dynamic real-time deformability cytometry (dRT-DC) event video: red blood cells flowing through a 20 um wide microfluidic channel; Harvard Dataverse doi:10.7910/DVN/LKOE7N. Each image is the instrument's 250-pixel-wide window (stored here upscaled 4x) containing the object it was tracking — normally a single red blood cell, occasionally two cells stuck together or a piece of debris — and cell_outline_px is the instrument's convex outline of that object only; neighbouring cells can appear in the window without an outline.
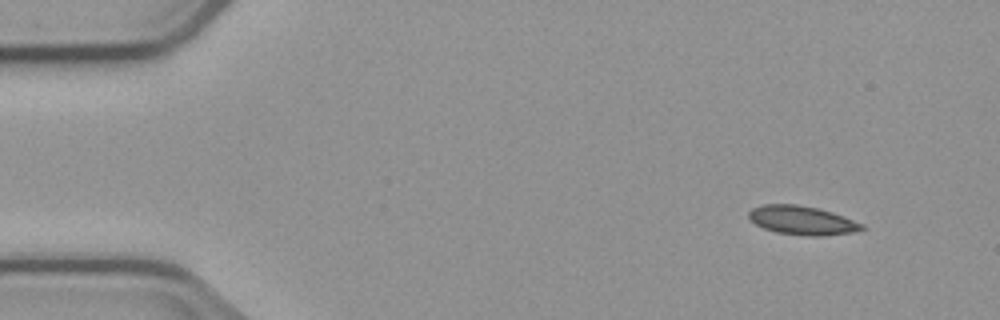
{"species": "common noctule bat (a hibernating species)", "species_latin": "Nyctalus noctula", "temperature_condition": "cold", "stored_images_in_passage": 4, "camera_frame_rate_fps": 3000, "um_per_image_px": 0.085, "animal": {"sex": "male", "body_mass_g": 23.1, "forearm_length_mm": 52.7}, "frame": {"image": 1, "passage_image": 1, "time_ms": 0.0, "image_size_px": [1000, 320], "cell_outline_px": [[864, 228], [852, 232], [824, 236], [804, 236], [776, 232], [764, 228], [756, 224], [748, 216], [748, 212], [752, 208], [764, 204], [796, 204], [820, 208], [832, 212], [864, 224]], "centroid_in_image_um": [68.17, 18.72], "position_along_channel_um": 16.8, "area_um2": 19.02}}